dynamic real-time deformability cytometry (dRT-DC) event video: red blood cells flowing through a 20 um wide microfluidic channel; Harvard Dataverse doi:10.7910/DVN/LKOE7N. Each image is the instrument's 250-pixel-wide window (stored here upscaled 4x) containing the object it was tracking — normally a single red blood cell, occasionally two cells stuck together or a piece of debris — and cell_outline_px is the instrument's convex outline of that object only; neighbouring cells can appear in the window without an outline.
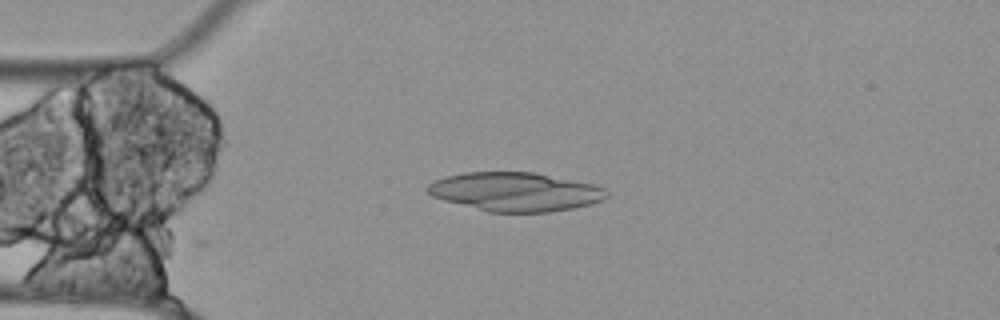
{"species": "Egyptian fruit bat (a non-hibernating species)", "species_latin": "Rousettus aegyptiacus", "temperature_condition": "cold", "stored_images_in_passage": 2, "camera_frame_rate_fps": 3000, "um_per_image_px": 0.085, "animal": {"sex": "female"}, "frame": {"image": 1, "passage_image": 2, "time_ms": 0.333, "image_size_px": [1000, 320], "cell_outline_px": [[608, 196], [604, 200], [592, 204], [572, 208], [548, 212], [488, 212], [444, 200], [432, 196], [424, 188], [428, 184], [444, 176], [464, 172], [532, 172], [596, 184], [604, 188], [608, 192]], "centroid_in_image_um": [43.81, 16.3], "position_along_channel_um": 41.2, "area_um2": 40.69}}